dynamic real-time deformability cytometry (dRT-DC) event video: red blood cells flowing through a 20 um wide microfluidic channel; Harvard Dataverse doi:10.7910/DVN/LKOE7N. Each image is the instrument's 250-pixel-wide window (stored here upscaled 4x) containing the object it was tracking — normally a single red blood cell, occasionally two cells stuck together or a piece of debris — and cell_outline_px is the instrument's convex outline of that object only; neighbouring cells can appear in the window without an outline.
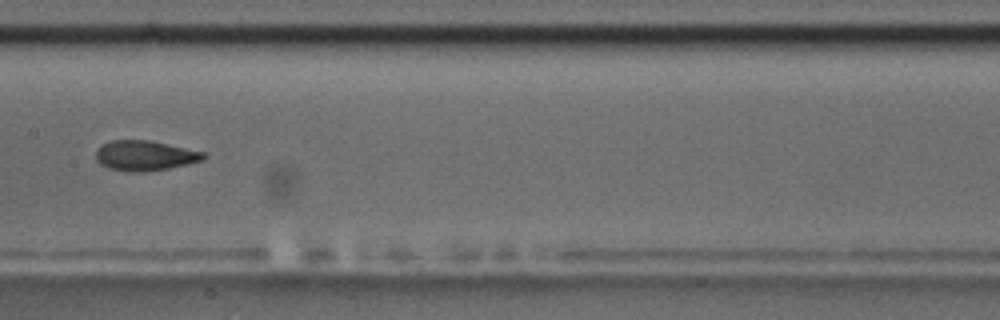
{"species": "common noctule bat (a hibernating species)", "species_latin": "Nyctalus noctula", "temperature_condition": "room temperature", "stored_images_in_passage": 9, "camera_frame_rate_fps": 3000, "um_per_image_px": 0.085, "animal": {"sex": "male", "body_mass_g": 17.5, "forearm_length_mm": 52.3}, "frame": {"image": 1, "passage_image": 8, "time_ms": 8.333, "image_size_px": [1000, 320], "cell_outline_px": [[204, 160], [188, 164], [168, 168], [144, 172], [128, 172], [108, 168], [100, 164], [96, 160], [96, 148], [112, 140], [148, 140], [204, 152]], "centroid_in_image_um": [12.28, 13.24], "position_along_channel_um": 195.1, "area_um2": 18.79}}